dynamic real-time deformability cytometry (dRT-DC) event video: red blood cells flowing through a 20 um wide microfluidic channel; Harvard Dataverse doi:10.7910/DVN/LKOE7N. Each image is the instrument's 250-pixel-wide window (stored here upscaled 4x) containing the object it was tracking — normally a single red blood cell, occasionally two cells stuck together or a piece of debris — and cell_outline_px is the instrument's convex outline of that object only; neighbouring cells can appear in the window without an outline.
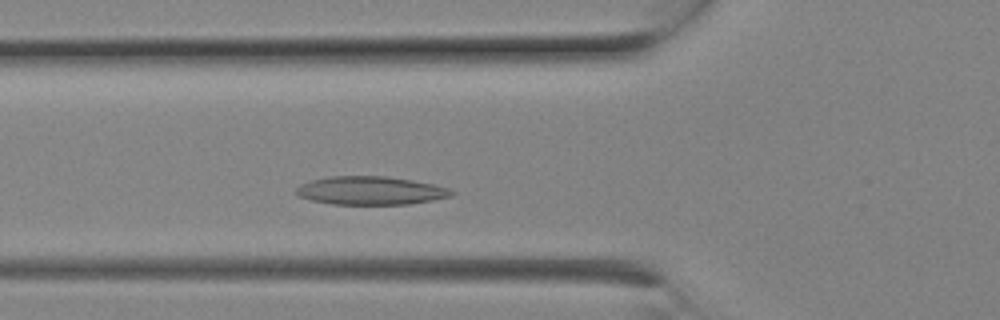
{"species": "Egyptian fruit bat (a non-hibernating species)", "species_latin": "Rousettus aegyptiacus", "temperature_condition": "room temperature", "stored_images_in_passage": 4, "camera_frame_rate_fps": 3000, "um_per_image_px": 0.085, "animal": {"sex": "female"}, "frame": {"image": 1, "passage_image": 4, "time_ms": 1.0, "image_size_px": [1000, 320], "cell_outline_px": [[456, 192], [452, 196], [432, 200], [408, 204], [332, 204], [312, 200], [300, 196], [296, 192], [296, 188], [300, 184], [312, 180], [332, 176], [388, 176], [436, 184], [448, 188]], "centroid_in_image_um": [31.54, 16.19], "position_along_channel_um": 94.3, "area_um2": 25.61}}